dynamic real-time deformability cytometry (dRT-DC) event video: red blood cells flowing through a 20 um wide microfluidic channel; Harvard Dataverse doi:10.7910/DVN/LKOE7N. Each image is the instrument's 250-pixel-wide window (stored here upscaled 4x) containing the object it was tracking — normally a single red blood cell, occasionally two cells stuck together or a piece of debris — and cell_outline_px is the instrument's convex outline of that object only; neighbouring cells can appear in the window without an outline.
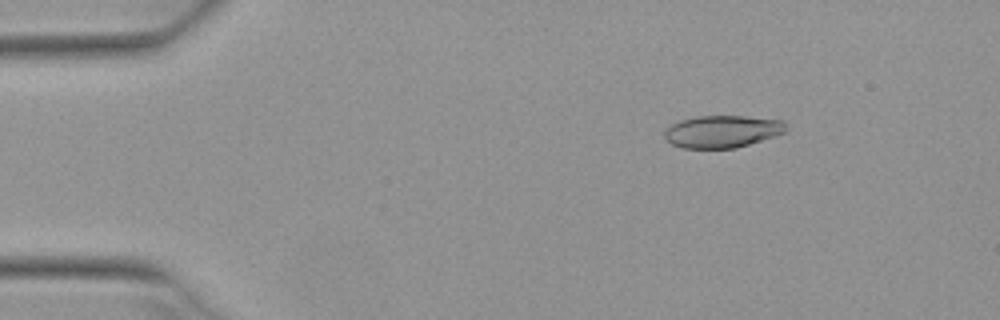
{"species": "Egyptian fruit bat (a non-hibernating species)", "species_latin": "Rousettus aegyptiacus", "temperature_condition": "warm", "stored_images_in_passage": 3, "camera_frame_rate_fps": 3000, "um_per_image_px": 0.085, "animal": {"sex": "female"}, "frame": {"image": 1, "passage_image": 1, "time_ms": 0.0, "image_size_px": [1000, 320], "cell_outline_px": [[784, 132], [736, 148], [680, 148], [664, 140], [664, 132], [672, 124], [680, 120], [700, 116], [744, 116], [780, 120], [784, 124]], "centroid_in_image_um": [61.3, 11.18], "position_along_channel_um": 23.7, "area_um2": 22.48}}